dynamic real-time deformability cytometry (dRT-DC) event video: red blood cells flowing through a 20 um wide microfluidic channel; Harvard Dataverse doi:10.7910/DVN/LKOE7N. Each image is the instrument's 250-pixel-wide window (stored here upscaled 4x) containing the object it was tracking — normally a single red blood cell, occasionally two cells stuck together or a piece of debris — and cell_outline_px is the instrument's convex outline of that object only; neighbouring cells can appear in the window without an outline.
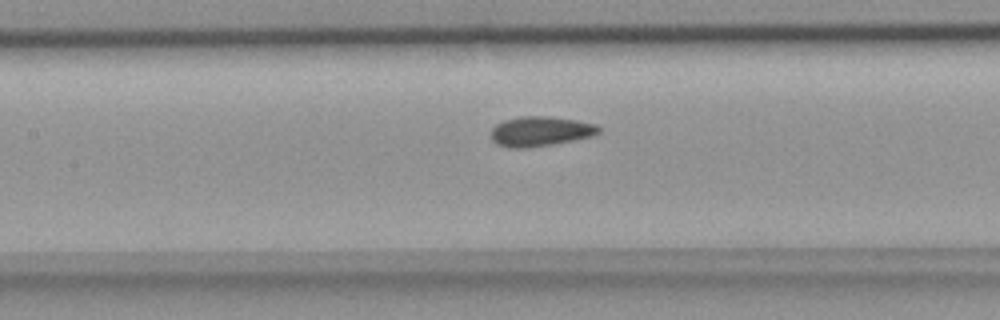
{"species": "common noctule bat (a hibernating species)", "species_latin": "Nyctalus noctula", "temperature_condition": "room temperature", "stored_images_in_passage": 35, "camera_frame_rate_fps": 3000, "um_per_image_px": 0.085, "animal": {"sex": "female", "body_mass_g": 18.4}, "frame": {"image": 1, "passage_image": 17, "time_ms": 5.333, "image_size_px": [1000, 320], "cell_outline_px": [[600, 132], [596, 136], [552, 144], [528, 148], [512, 148], [496, 144], [492, 140], [492, 128], [496, 124], [504, 120], [520, 116], [548, 116], [576, 120], [596, 124], [600, 128]], "centroid_in_image_um": [45.95, 11.16], "position_along_channel_um": 161.4, "area_um2": 18.84}}
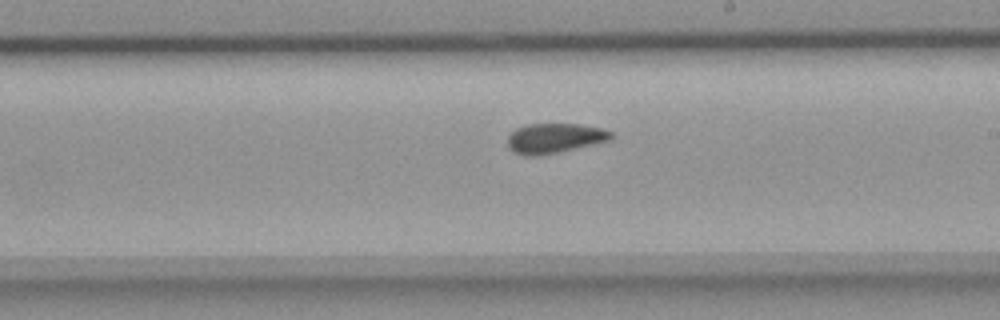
{"frame": {"image": 2, "passage_image": 23, "time_ms": 7.333, "image_size_px": [1000, 320], "cell_outline_px": [[616, 136], [612, 140], [560, 152], [540, 156], [524, 156], [512, 152], [508, 148], [508, 136], [516, 128], [528, 124], [580, 124], [600, 128], [612, 132]], "centroid_in_image_um": [47.15, 11.76], "position_along_channel_um": 241.9, "area_um2": 18.32}}
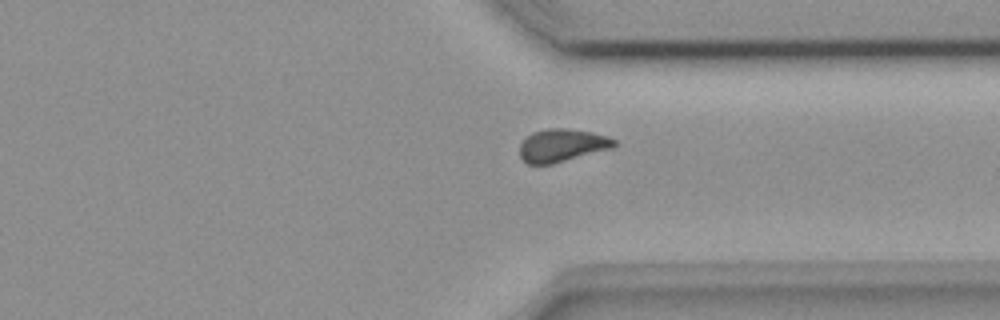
{"frame": {"image": 3, "passage_image": 32, "time_ms": 10.333, "image_size_px": [1000, 320], "cell_outline_px": [[616, 148], [552, 164], [528, 164], [520, 156], [520, 144], [532, 132], [548, 128], [564, 128], [592, 132], [608, 136], [616, 140]], "centroid_in_image_um": [47.82, 12.36], "position_along_channel_um": 363.6, "area_um2": 18.26}}